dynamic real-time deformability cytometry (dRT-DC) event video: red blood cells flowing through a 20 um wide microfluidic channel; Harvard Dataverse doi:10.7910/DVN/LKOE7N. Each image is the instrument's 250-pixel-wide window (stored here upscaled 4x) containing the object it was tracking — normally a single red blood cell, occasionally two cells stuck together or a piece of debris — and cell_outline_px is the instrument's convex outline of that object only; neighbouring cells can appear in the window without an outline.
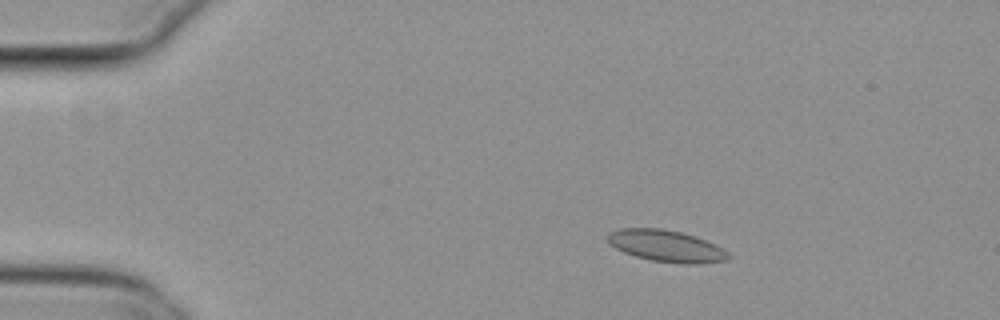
{"species": "common noctule bat (a hibernating species)", "species_latin": "Nyctalus noctula", "temperature_condition": "cold", "stored_images_in_passage": 55, "camera_frame_rate_fps": 3000, "um_per_image_px": 0.085, "animal": {"sex": "female", "body_mass_g": 29.2, "forearm_length_mm": 56.3}, "frame": {"image": 1, "passage_image": 10, "time_ms": 3.0, "image_size_px": [1000, 320], "cell_outline_px": [[732, 256], [728, 260], [696, 264], [680, 264], [648, 260], [624, 252], [608, 244], [608, 232], [620, 228], [664, 228], [680, 232], [716, 244], [724, 248]], "centroid_in_image_um": [56.64, 20.92], "position_along_channel_um": 28.4, "area_um2": 22.48}}
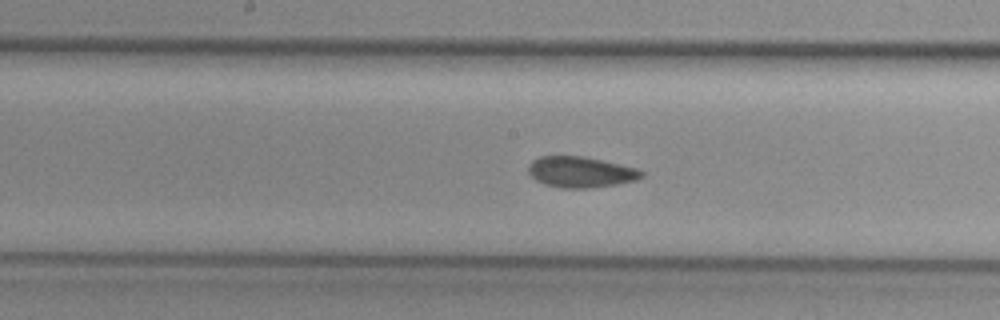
{"frame": {"image": 2, "passage_image": 29, "time_ms": 9.333, "image_size_px": [1000, 320], "cell_outline_px": [[644, 176], [636, 180], [616, 184], [588, 188], [560, 188], [544, 184], [536, 180], [528, 172], [528, 164], [532, 160], [540, 156], [580, 156], [600, 160], [636, 168], [644, 172]], "centroid_in_image_um": [49.32, 14.63], "position_along_channel_um": 198.9, "area_um2": 20.23}}
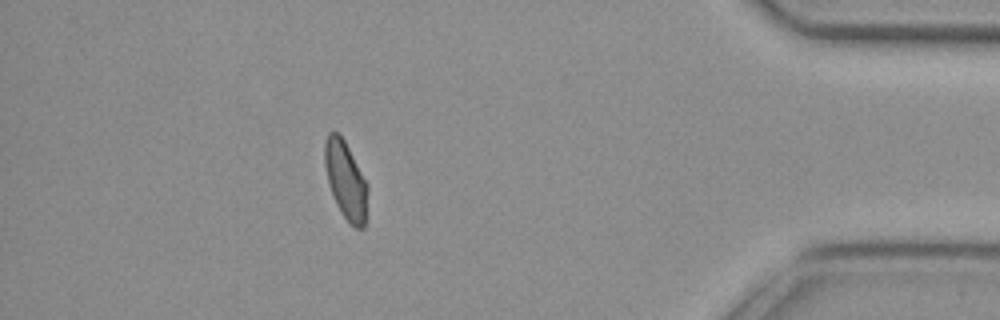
{"frame": {"image": 3, "passage_image": 49, "time_ms": 16.0, "image_size_px": [1000, 320], "cell_outline_px": [[368, 188], [364, 228], [356, 228], [344, 216], [336, 204], [328, 180], [324, 164], [324, 144], [328, 132], [336, 132], [344, 140], [368, 184]], "centroid_in_image_um": [29.38, 15.3], "position_along_channel_um": 405.8, "area_um2": 19.07}, "authors_computed_cell_mechanics": {"area_um2": 20.6346, "velocity_mm_per_s": 3.7988, "shape_relaxation_time_tau1_ms": null, "shape_relaxation_time_tau2_ms": 3.3445, "deformation_change_tau1": null, "deformation_change_tau2": 0.0612}}